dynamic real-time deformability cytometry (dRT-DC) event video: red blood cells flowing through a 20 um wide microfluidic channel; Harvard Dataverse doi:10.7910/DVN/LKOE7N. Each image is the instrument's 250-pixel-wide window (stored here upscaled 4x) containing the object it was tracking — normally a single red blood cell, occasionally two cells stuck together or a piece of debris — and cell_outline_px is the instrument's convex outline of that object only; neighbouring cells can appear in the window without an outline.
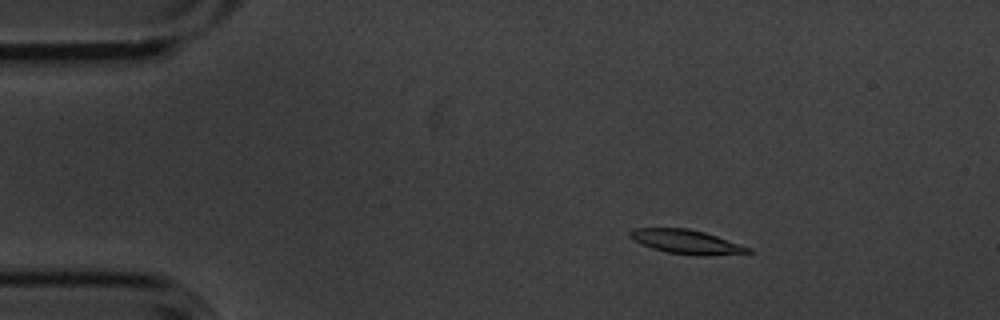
{"species": "common noctule bat (a hibernating species)", "species_latin": "Nyctalus noctula", "temperature_condition": "cold", "stored_images_in_passage": 5, "camera_frame_rate_fps": 3000, "um_per_image_px": 0.085, "animal": {"sex": "male", "body_mass_g": 20.1, "forearm_length_mm": 53.5}, "frame": {"image": 1, "passage_image": 3, "time_ms": 0.667, "image_size_px": [1000, 320], "cell_outline_px": [[752, 252], [708, 256], [696, 256], [668, 252], [652, 248], [628, 236], [628, 232], [632, 228], [688, 228], [704, 232], [752, 248]], "centroid_in_image_um": [58.36, 20.55], "position_along_channel_um": 26.6, "area_um2": 16.47}}